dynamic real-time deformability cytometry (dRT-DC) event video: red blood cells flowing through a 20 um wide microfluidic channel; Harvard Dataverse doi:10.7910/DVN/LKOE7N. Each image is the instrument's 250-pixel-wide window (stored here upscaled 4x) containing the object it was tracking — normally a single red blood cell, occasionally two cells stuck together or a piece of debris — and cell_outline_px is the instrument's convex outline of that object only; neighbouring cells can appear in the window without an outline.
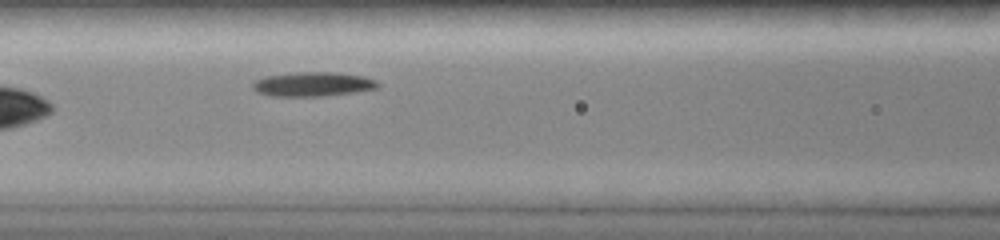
{"species": "common noctule bat (a hibernating species)", "species_latin": "Nyctalus noctula", "temperature_condition": "room temperature", "stored_images_in_passage": 5, "camera_frame_rate_fps": 3000, "um_per_image_px": 0.085, "animal": {"sex": "female", "body_mass_g": 19.0, "forearm_length_mm": 51.5}, "frame": {"image": 1, "passage_image": 5, "time_ms": 2.667, "image_size_px": [1000, 240], "cell_outline_px": [[380, 84], [376, 88], [356, 92], [320, 96], [272, 96], [256, 92], [252, 88], [252, 84], [256, 80], [264, 76], [292, 72], [332, 72], [360, 76], [376, 80]], "centroid_in_image_um": [26.54, 7.15], "position_along_channel_um": 140.1, "area_um2": 17.69}}